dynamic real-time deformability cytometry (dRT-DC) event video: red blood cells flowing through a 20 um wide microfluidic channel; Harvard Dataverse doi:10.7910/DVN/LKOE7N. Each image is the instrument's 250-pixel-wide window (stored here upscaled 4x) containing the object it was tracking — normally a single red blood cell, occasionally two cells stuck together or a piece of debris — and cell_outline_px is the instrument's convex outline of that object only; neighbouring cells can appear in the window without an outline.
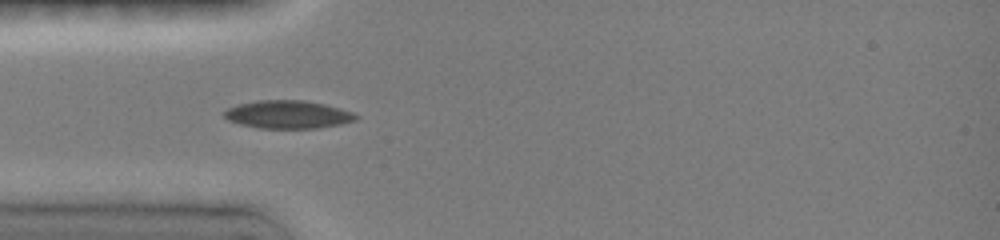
{"species": "common noctule bat (a hibernating species)", "species_latin": "Nyctalus noctula", "temperature_condition": "room temperature", "stored_images_in_passage": 5, "camera_frame_rate_fps": 3000, "um_per_image_px": 0.085, "animal": {"sex": "female", "body_mass_g": 19.0, "forearm_length_mm": 51.5}, "frame": {"image": 1, "passage_image": 4, "time_ms": 3.333, "image_size_px": [1000, 240], "cell_outline_px": [[360, 116], [356, 120], [340, 124], [320, 128], [260, 128], [240, 124], [228, 120], [220, 112], [236, 104], [260, 100], [304, 100], [324, 104], [340, 108], [352, 112]], "centroid_in_image_um": [24.45, 9.73], "position_along_channel_um": 60.5, "area_um2": 21.62}}